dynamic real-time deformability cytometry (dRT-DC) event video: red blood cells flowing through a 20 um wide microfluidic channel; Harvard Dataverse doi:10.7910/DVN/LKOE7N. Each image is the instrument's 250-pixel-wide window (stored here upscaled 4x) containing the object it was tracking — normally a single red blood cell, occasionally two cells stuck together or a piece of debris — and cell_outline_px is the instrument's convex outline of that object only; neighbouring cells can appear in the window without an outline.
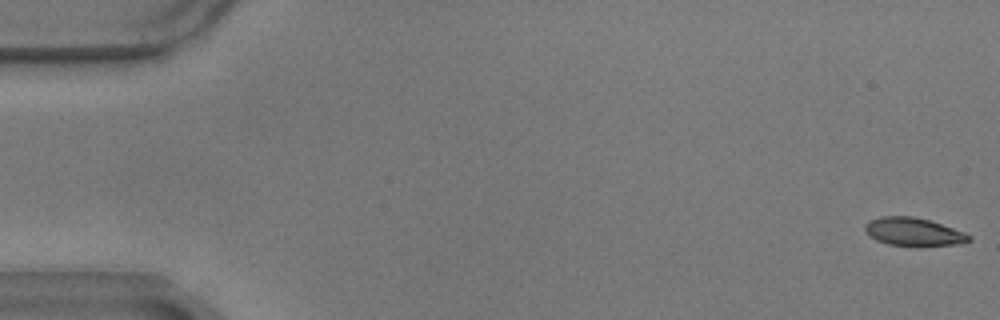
{"species": "common noctule bat (a hibernating species)", "species_latin": "Nyctalus noctula", "temperature_condition": "warm", "stored_images_in_passage": 58, "camera_frame_rate_fps": 3000, "um_per_image_px": 0.085, "animal": {"sex": "male", "body_mass_g": 17.9}, "frame": {"image": 1, "passage_image": 1, "time_ms": 0.0, "image_size_px": [1000, 320], "cell_outline_px": [[972, 240], [956, 244], [916, 248], [888, 244], [876, 240], [868, 236], [864, 228], [864, 224], [880, 216], [912, 216], [928, 220], [964, 232], [972, 236]], "centroid_in_image_um": [77.63, 19.74], "position_along_channel_um": 7.4, "area_um2": 17.4}}
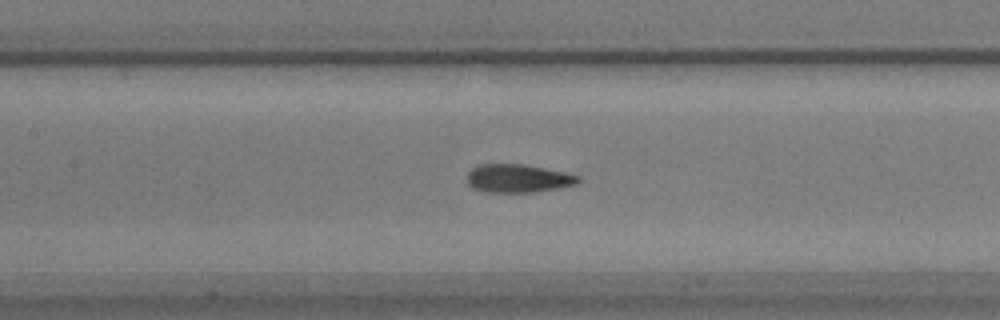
{"frame": {"image": 2, "passage_image": 27, "time_ms": 8.667, "image_size_px": [1000, 320], "cell_outline_px": [[580, 180], [576, 184], [560, 188], [532, 192], [488, 192], [472, 188], [468, 184], [468, 172], [472, 168], [480, 164], [520, 164], [544, 168], [564, 172], [580, 176]], "centroid_in_image_um": [44.03, 15.16], "position_along_channel_um": 163.4, "area_um2": 18.21}}
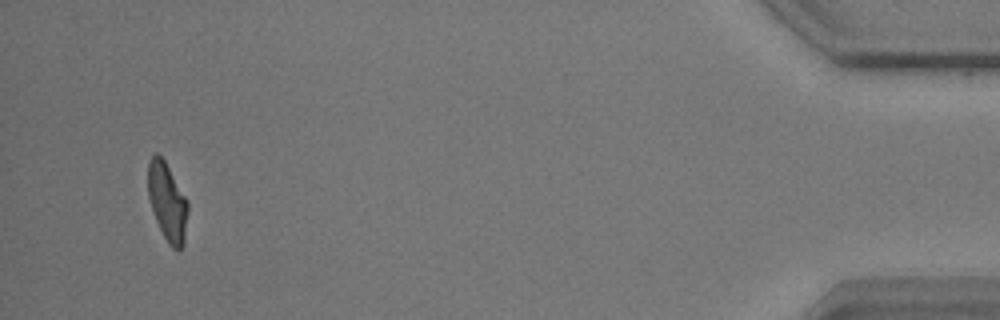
{"frame": {"image": 3, "passage_image": 56, "time_ms": 18.333, "image_size_px": [1000, 320], "cell_outline_px": [[188, 212], [184, 244], [180, 252], [176, 252], [168, 244], [156, 220], [148, 196], [148, 160], [156, 152], [164, 160], [188, 200]], "centroid_in_image_um": [14.24, 17.2], "position_along_channel_um": 421.0, "area_um2": 18.26}, "authors_computed_cell_mechanics": {"area_um2": 18.6116, "velocity_mm_per_s": 3.4628, "shape_relaxation_time_tau1_ms": 4.7986, "shape_relaxation_time_tau2_ms": 1.4058, "deformation_change_tau1": 0.1715, "deformation_change_tau2": 0.0692}}